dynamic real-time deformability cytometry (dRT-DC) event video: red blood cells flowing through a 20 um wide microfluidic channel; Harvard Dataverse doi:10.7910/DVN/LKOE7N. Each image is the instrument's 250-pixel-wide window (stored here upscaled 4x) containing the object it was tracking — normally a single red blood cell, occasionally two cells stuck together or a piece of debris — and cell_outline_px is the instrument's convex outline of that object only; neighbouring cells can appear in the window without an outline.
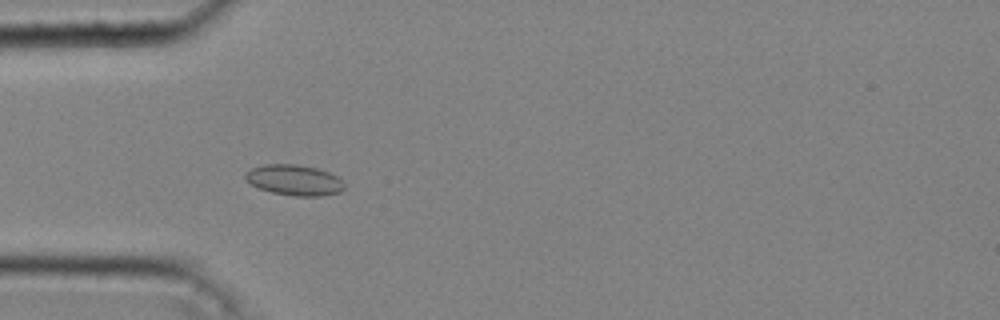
{"species": "common noctule bat (a hibernating species)", "species_latin": "Nyctalus noctula", "temperature_condition": "cold", "stored_images_in_passage": 45, "camera_frame_rate_fps": 3000, "um_per_image_px": 0.085, "animal": {"sex": "male", "body_mass_g": 20.4}, "frame": {"image": 1, "passage_image": 14, "time_ms": 4.333, "image_size_px": [1000, 320], "cell_outline_px": [[344, 188], [340, 192], [320, 196], [296, 196], [272, 192], [260, 188], [252, 184], [244, 176], [244, 172], [252, 168], [264, 164], [296, 164], [316, 168], [328, 172], [336, 176], [344, 184]], "centroid_in_image_um": [25.01, 15.3], "position_along_channel_um": 60.0, "area_um2": 17.46}}
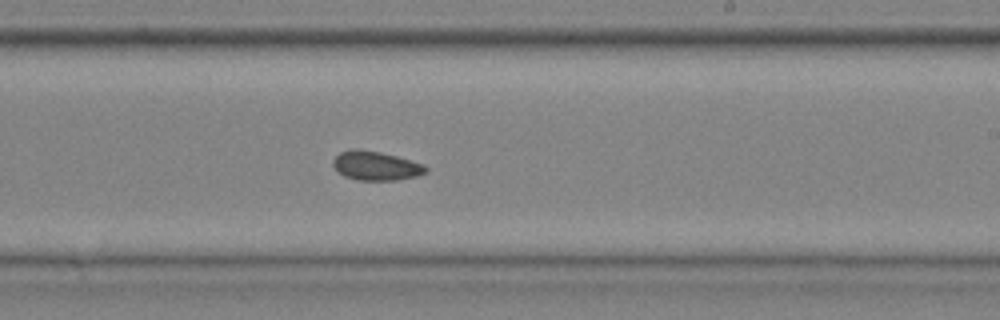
{"frame": {"image": 2, "passage_image": 28, "time_ms": 9.0, "image_size_px": [1000, 320], "cell_outline_px": [[428, 172], [416, 176], [396, 180], [356, 180], [344, 176], [336, 172], [332, 164], [332, 160], [340, 152], [352, 148], [356, 148], [380, 152], [396, 156], [424, 164], [428, 168]], "centroid_in_image_um": [31.91, 14.09], "position_along_channel_um": 257.1, "area_um2": 15.9}}
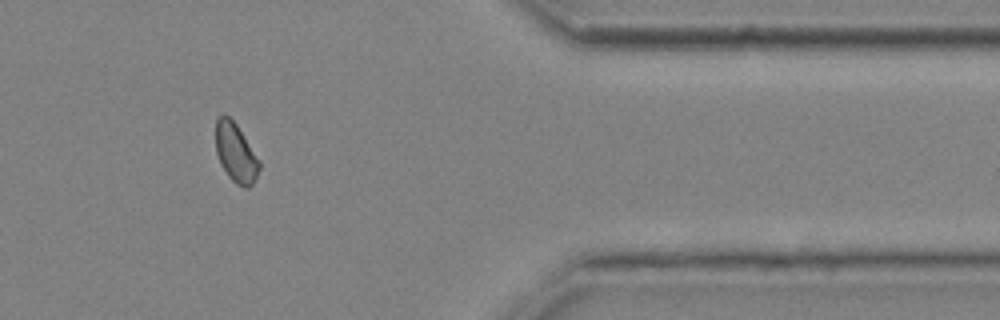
{"frame": {"image": 3, "passage_image": 39, "time_ms": 12.667, "image_size_px": [1000, 320], "cell_outline_px": [[260, 168], [252, 184], [248, 188], [244, 188], [236, 184], [228, 176], [220, 164], [216, 152], [216, 116], [220, 112], [224, 112], [236, 124], [260, 160]], "centroid_in_image_um": [20.01, 12.96], "position_along_channel_um": 391.4, "area_um2": 15.14}, "authors_computed_cell_mechanics": {"area_um2": 15.7794, "velocity_mm_per_s": 4.2884, "shape_relaxation_time_tau1_ms": null, "shape_relaxation_time_tau2_ms": 5.1446, "deformation_change_tau1": null, "deformation_change_tau2": 0.0702}}